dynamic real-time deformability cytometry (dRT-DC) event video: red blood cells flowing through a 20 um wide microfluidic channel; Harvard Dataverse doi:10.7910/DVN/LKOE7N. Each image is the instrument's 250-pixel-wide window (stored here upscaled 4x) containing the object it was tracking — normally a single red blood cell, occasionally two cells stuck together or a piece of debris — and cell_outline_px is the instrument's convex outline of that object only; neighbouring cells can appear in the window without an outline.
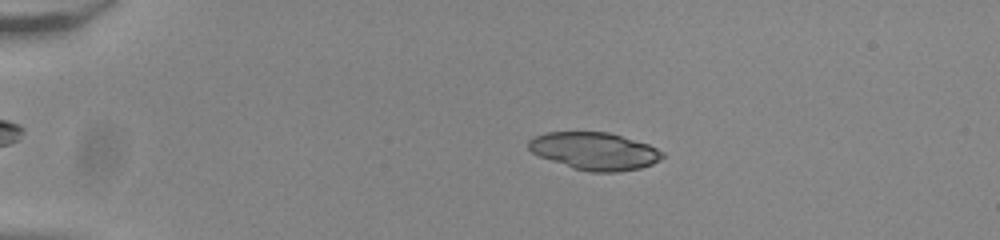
{"species": "common noctule bat (a hibernating species)", "species_latin": "Nyctalus noctula", "temperature_condition": "room temperature", "stored_images_in_passage": 54, "camera_frame_rate_fps": 3000, "um_per_image_px": 0.085, "animal": {"sex": "male", "body_mass_g": 20.0, "forearm_length_mm": 53.3}, "frame": {"image": 1, "passage_image": 12, "time_ms": 3.667, "image_size_px": [1000, 240], "cell_outline_px": [[664, 156], [660, 160], [652, 164], [640, 168], [616, 172], [592, 172], [572, 168], [540, 156], [532, 152], [528, 148], [528, 140], [536, 136], [548, 132], [608, 132], [648, 144], [664, 152]], "centroid_in_image_um": [50.55, 12.84], "position_along_channel_um": 34.5, "area_um2": 29.07}}